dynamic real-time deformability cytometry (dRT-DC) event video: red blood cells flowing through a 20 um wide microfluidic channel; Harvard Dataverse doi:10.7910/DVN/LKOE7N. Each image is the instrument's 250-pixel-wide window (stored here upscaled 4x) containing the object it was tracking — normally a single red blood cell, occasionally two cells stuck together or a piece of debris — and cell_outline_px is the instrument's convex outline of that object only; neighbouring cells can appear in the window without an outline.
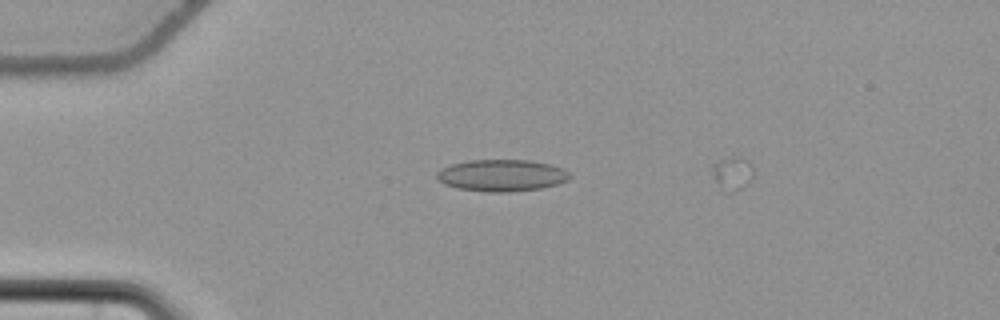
{"species": "common noctule bat (a hibernating species)", "species_latin": "Nyctalus noctula", "temperature_condition": "cold", "stored_images_in_passage": 2, "camera_frame_rate_fps": 3000, "um_per_image_px": 0.085, "animal": {"sex": "female", "body_mass_g": 22.7, "forearm_length_mm": 54.2}, "frame": {"image": 1, "passage_image": 1, "time_ms": 0.0, "image_size_px": [1000, 320], "cell_outline_px": [[572, 176], [568, 180], [556, 184], [540, 188], [508, 192], [488, 192], [460, 188], [444, 184], [436, 180], [436, 172], [440, 168], [452, 164], [468, 160], [528, 160], [552, 164], [564, 168]], "centroid_in_image_um": [42.64, 14.9], "position_along_channel_um": 42.4, "area_um2": 24.74}}